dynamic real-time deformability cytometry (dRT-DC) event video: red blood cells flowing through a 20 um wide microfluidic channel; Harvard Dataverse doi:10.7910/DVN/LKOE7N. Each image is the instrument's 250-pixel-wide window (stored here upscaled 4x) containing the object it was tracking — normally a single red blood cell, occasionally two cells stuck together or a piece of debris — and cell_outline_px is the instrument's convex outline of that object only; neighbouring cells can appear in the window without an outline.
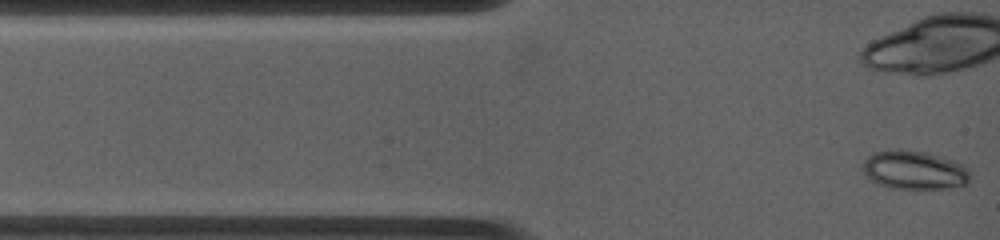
{"species": "common noctule bat (a hibernating species)", "species_latin": "Nyctalus noctula", "temperature_condition": "warm", "stored_images_in_passage": 5, "camera_frame_rate_fps": 4500, "um_per_image_px": 0.085, "animal": {"sex": "female", "body_mass_g": 19.0, "forearm_length_mm": 53.3}, "frame": {"image": 1, "passage_image": 1, "time_ms": 0.0, "image_size_px": [1000, 240], "cell_outline_px": [[972, 176], [968, 184], [964, 188], [888, 188], [872, 180], [860, 168], [860, 164], [868, 156], [876, 152], [888, 148], [900, 148], [924, 152], [940, 156], [964, 164], [968, 168]], "centroid_in_image_um": [77.75, 14.45], "position_along_channel_um": 7.2, "area_um2": 24.85}}